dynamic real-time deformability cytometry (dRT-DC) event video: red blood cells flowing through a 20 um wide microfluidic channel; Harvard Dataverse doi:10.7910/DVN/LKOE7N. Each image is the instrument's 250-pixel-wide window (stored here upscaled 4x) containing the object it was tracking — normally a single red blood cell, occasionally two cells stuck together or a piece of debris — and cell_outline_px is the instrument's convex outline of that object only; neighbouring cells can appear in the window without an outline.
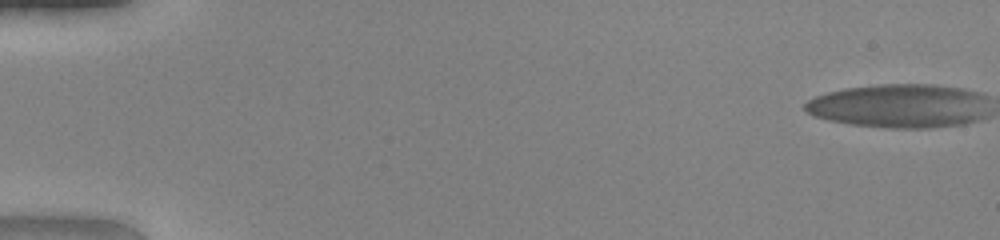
{"species": "human", "species_latin": "Homo sapiens", "temperature_condition": "warm", "stored_images_in_passage": 52, "camera_frame_rate_fps": 3000, "um_per_image_px": 0.085, "donor": {"sex": "female"}, "frame": {"image": 1, "passage_image": 1, "time_ms": 0.0, "image_size_px": [1000, 240], "cell_outline_px": [[980, 96], [976, 116], [972, 120], [960, 124], [924, 128], [892, 128], [856, 124], [836, 120], [820, 116], [808, 112], [804, 108], [804, 104], [808, 100], [816, 96], [848, 88], [888, 84], [916, 84], [952, 88], [972, 92]], "centroid_in_image_um": [76.26, 9.0], "position_along_channel_um": 8.7, "area_um2": 43.99}}
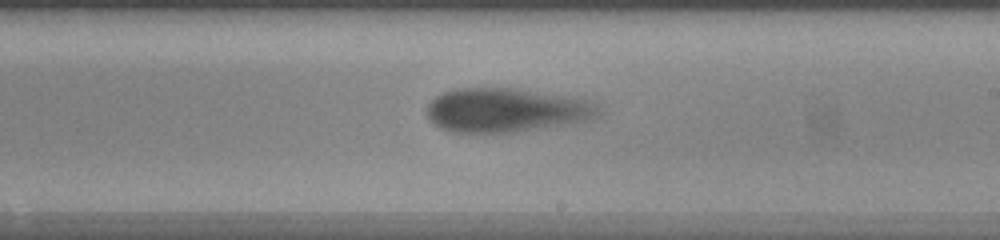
{"frame": {"image": 2, "passage_image": 32, "time_ms": 10.333, "image_size_px": [1000, 240], "cell_outline_px": [[596, 108], [592, 116], [588, 120], [512, 132], [484, 136], [448, 132], [440, 128], [428, 116], [428, 108], [432, 100], [436, 96], [444, 92], [456, 88], [516, 88], [584, 100]], "centroid_in_image_um": [42.83, 9.4], "position_along_channel_um": 246.2, "area_um2": 43.47}}
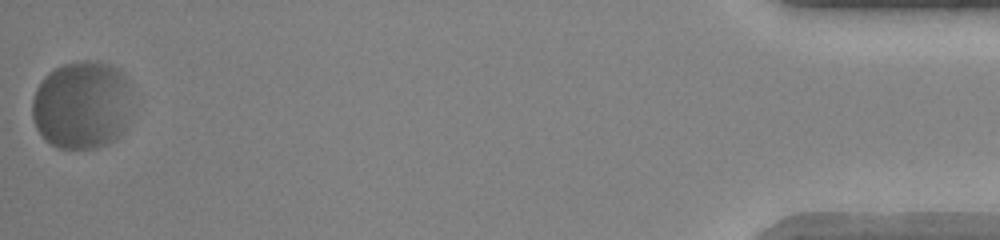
{"frame": {"image": 3, "passage_image": 52, "time_ms": 17.0, "image_size_px": [1000, 240], "cell_outline_px": [[124, 88], [120, 136], [96, 148], [60, 148], [52, 144], [36, 128], [32, 116], [32, 100], [40, 84], [56, 68], [64, 64], [84, 60], [88, 60], [108, 64], [116, 68], [124, 76]], "centroid_in_image_um": [6.81, 8.93], "position_along_channel_um": 428.4, "area_um2": 48.49}, "authors_computed_cell_mechanics": {"area_um2": 43.928, "velocity_mm_per_s": 4.023, "shape_relaxation_time_tau1_ms": 3.3953, "shape_relaxation_time_tau2_ms": null, "deformation_change_tau1": 0.2075, "deformation_change_tau2": null}}